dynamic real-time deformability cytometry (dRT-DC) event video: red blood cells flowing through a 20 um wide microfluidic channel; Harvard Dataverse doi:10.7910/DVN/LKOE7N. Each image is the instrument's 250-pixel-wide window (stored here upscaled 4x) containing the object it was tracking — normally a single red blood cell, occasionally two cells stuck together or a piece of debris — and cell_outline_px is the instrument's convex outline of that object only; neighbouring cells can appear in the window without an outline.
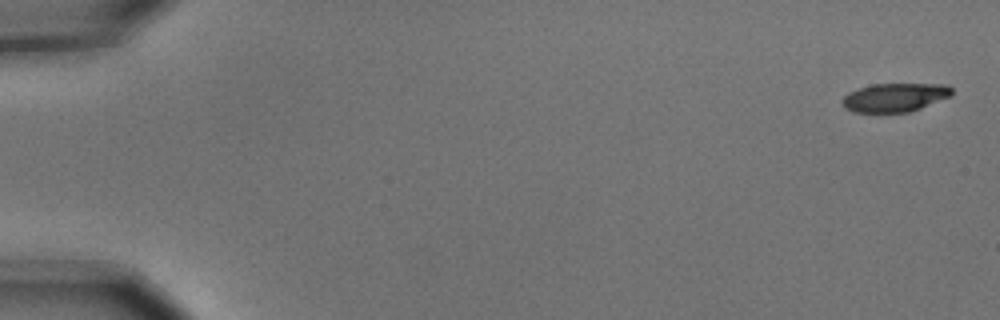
{"species": "common noctule bat (a hibernating species)", "species_latin": "Nyctalus noctula", "temperature_condition": "cold", "stored_images_in_passage": 7, "camera_frame_rate_fps": 3000, "um_per_image_px": 0.085, "animal": {"sex": "male", "body_mass_g": 15.6}, "frame": {"image": 1, "passage_image": 1, "time_ms": 0.0, "image_size_px": [1000, 320], "cell_outline_px": [[952, 96], [920, 108], [908, 112], [856, 112], [844, 108], [840, 100], [848, 92], [872, 84], [948, 84], [952, 88]], "centroid_in_image_um": [76.06, 8.27], "position_along_channel_um": 8.9, "area_um2": 18.32}}
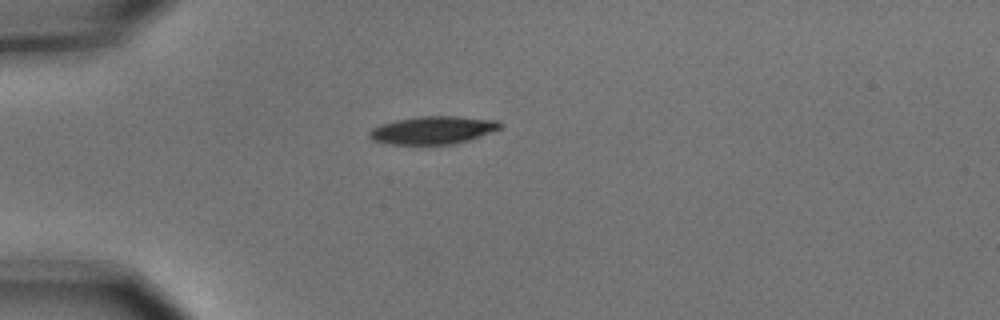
{"frame": {"image": 2, "passage_image": 5, "time_ms": 1.333, "image_size_px": [1000, 320], "cell_outline_px": [[504, 124], [500, 128], [468, 140], [452, 144], [384, 144], [372, 140], [368, 136], [368, 132], [372, 128], [380, 124], [396, 120], [420, 116], [456, 116], [496, 120]], "centroid_in_image_um": [36.74, 11.06], "position_along_channel_um": 48.3, "area_um2": 21.15}}
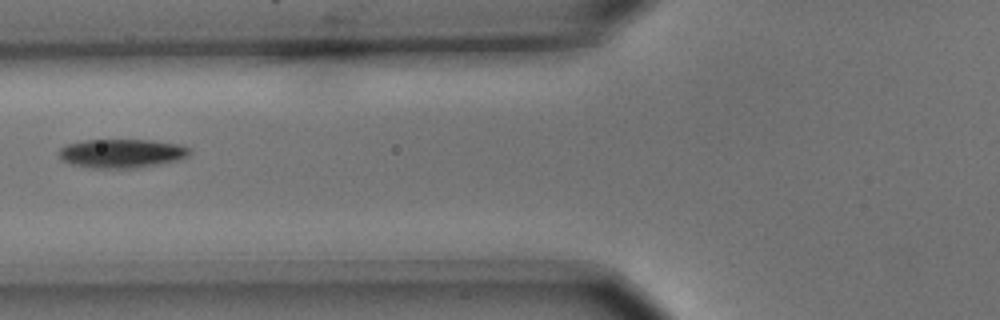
{"frame": {"image": 3, "passage_image": 7, "time_ms": 2.0, "image_size_px": [1000, 320], "cell_outline_px": [[192, 152], [188, 156], [180, 160], [160, 164], [136, 168], [92, 168], [68, 164], [56, 152], [64, 144], [84, 140], [152, 140], [180, 144], [192, 148]], "centroid_in_image_um": [10.36, 13.03], "position_along_channel_um": 115.4, "area_um2": 22.43}}